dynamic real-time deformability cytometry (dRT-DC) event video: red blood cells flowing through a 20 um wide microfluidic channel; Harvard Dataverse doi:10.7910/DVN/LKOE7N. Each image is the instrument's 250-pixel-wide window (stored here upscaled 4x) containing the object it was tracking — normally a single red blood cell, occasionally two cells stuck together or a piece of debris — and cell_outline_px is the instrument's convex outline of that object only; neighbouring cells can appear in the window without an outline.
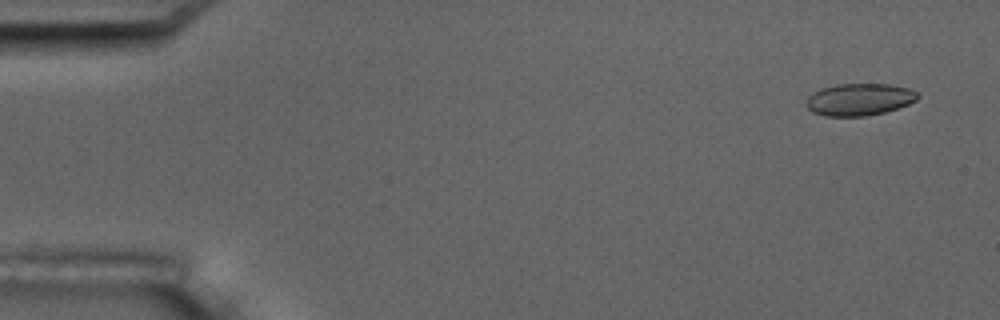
{"species": "common noctule bat (a hibernating species)", "species_latin": "Nyctalus noctula", "temperature_condition": "room temperature", "stored_images_in_passage": 6, "camera_frame_rate_fps": 3000, "um_per_image_px": 0.085, "animal": {"sex": "male", "body_mass_g": 17.5, "forearm_length_mm": 52.3}, "frame": {"image": 1, "passage_image": 1, "time_ms": 0.0, "image_size_px": [1000, 320], "cell_outline_px": [[920, 96], [916, 100], [908, 104], [884, 112], [868, 116], [824, 116], [812, 112], [804, 104], [804, 100], [812, 92], [820, 88], [836, 84], [888, 84], [908, 88], [916, 92]], "centroid_in_image_um": [72.97, 8.45], "position_along_channel_um": 12.0, "area_um2": 21.04}}
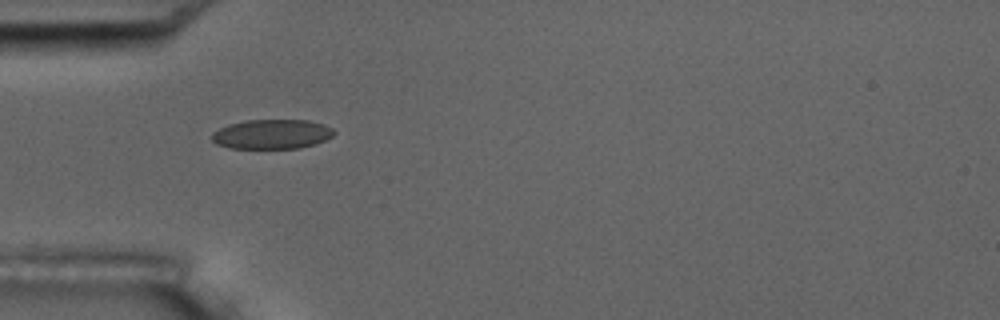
{"frame": {"image": 2, "passage_image": 5, "time_ms": 4.667, "image_size_px": [1000, 320], "cell_outline_px": [[336, 132], [332, 136], [316, 144], [300, 148], [228, 148], [216, 144], [212, 140], [212, 132], [228, 124], [244, 120], [308, 120], [324, 124], [332, 128]], "centroid_in_image_um": [23.1, 11.4], "position_along_channel_um": 61.9, "area_um2": 21.15}}